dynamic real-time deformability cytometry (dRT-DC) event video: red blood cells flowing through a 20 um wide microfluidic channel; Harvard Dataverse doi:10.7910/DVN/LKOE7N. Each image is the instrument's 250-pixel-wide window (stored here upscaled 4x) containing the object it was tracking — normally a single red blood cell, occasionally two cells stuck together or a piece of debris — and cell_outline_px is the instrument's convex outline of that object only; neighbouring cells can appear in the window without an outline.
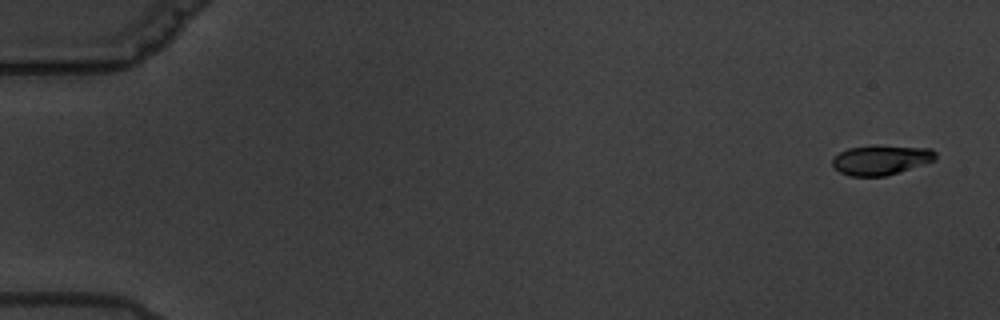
{"species": "common noctule bat (a hibernating species)", "species_latin": "Nyctalus noctula", "temperature_condition": "warm", "stored_images_in_passage": 16, "camera_frame_rate_fps": 3000, "um_per_image_px": 0.085, "animal": {"sex": "male", "body_mass_g": 19.5, "forearm_length_mm": 54.6}, "frame": {"image": 1, "passage_image": 1, "time_ms": 0.0, "image_size_px": [1000, 320], "cell_outline_px": [[936, 160], [884, 176], [848, 176], [840, 172], [832, 164], [832, 156], [848, 148], [876, 144], [932, 148], [936, 152]], "centroid_in_image_um": [74.87, 13.56], "position_along_channel_um": 10.1, "area_um2": 18.15}}
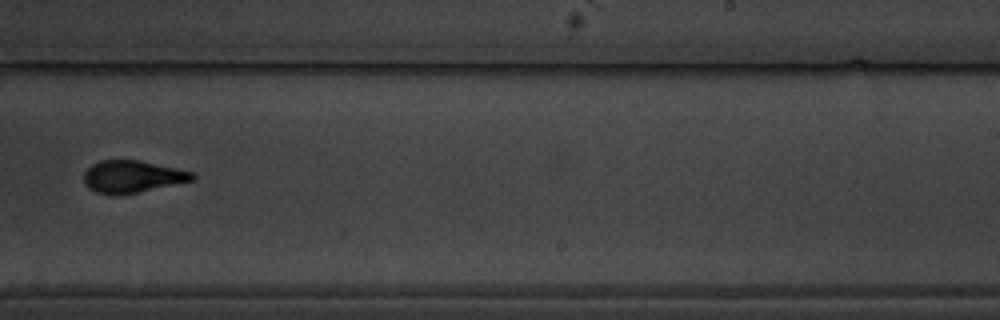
{"frame": {"image": 2, "passage_image": 10, "time_ms": 12.333, "image_size_px": [1000, 320], "cell_outline_px": [[196, 180], [136, 192], [96, 192], [88, 188], [84, 184], [84, 172], [92, 164], [100, 160], [140, 160], [196, 172]], "centroid_in_image_um": [11.31, 14.96], "position_along_channel_um": 277.7, "area_um2": 20.0}}
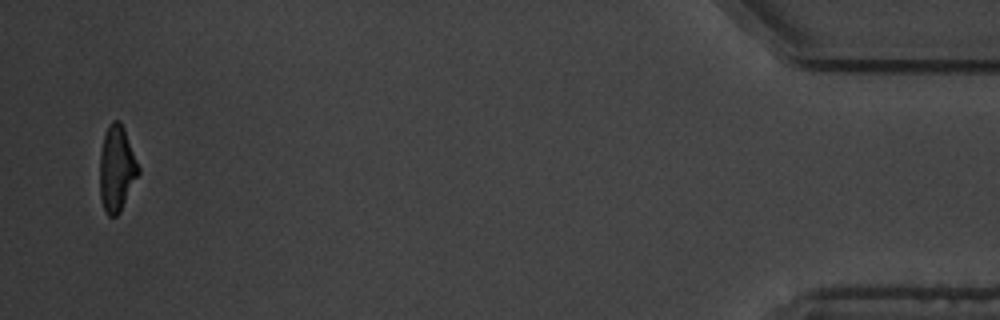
{"frame": {"image": 3, "passage_image": 16, "time_ms": 19.0, "image_size_px": [1000, 320], "cell_outline_px": [[140, 172], [120, 212], [116, 216], [108, 216], [104, 208], [100, 196], [100, 152], [104, 136], [108, 124], [112, 120], [120, 120], [124, 128], [140, 168]], "centroid_in_image_um": [9.92, 14.31], "position_along_channel_um": 425.3, "area_um2": 19.31}, "authors_computed_cell_mechanics": {"area_um2": 20.2011, "velocity_mm_per_s": 3.4016, "shape_relaxation_time_tau1_ms": 3.0169, "shape_relaxation_time_tau2_ms": 1.4911, "deformation_change_tau1": 0.13, "deformation_change_tau2": 0.0624}}